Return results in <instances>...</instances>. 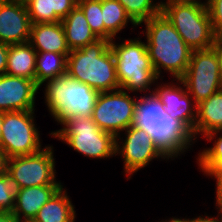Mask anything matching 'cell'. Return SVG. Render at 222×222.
Returning <instances> with one entry per match:
<instances>
[{"label":"cell","instance_id":"cell-8","mask_svg":"<svg viewBox=\"0 0 222 222\" xmlns=\"http://www.w3.org/2000/svg\"><path fill=\"white\" fill-rule=\"evenodd\" d=\"M34 111L4 112L0 148L8 158L38 153L42 150Z\"/></svg>","mask_w":222,"mask_h":222},{"label":"cell","instance_id":"cell-9","mask_svg":"<svg viewBox=\"0 0 222 222\" xmlns=\"http://www.w3.org/2000/svg\"><path fill=\"white\" fill-rule=\"evenodd\" d=\"M198 104L222 89L218 59L215 50H192L185 74L178 79Z\"/></svg>","mask_w":222,"mask_h":222},{"label":"cell","instance_id":"cell-7","mask_svg":"<svg viewBox=\"0 0 222 222\" xmlns=\"http://www.w3.org/2000/svg\"><path fill=\"white\" fill-rule=\"evenodd\" d=\"M62 129L51 135L75 151L93 159L109 158L115 154L116 137L101 130L92 117L75 116L63 120Z\"/></svg>","mask_w":222,"mask_h":222},{"label":"cell","instance_id":"cell-42","mask_svg":"<svg viewBox=\"0 0 222 222\" xmlns=\"http://www.w3.org/2000/svg\"><path fill=\"white\" fill-rule=\"evenodd\" d=\"M21 222H36L35 220H24V221H21Z\"/></svg>","mask_w":222,"mask_h":222},{"label":"cell","instance_id":"cell-16","mask_svg":"<svg viewBox=\"0 0 222 222\" xmlns=\"http://www.w3.org/2000/svg\"><path fill=\"white\" fill-rule=\"evenodd\" d=\"M62 186L63 185H43L20 189L19 193L15 196V207L12 213L20 221L34 220L41 207Z\"/></svg>","mask_w":222,"mask_h":222},{"label":"cell","instance_id":"cell-14","mask_svg":"<svg viewBox=\"0 0 222 222\" xmlns=\"http://www.w3.org/2000/svg\"><path fill=\"white\" fill-rule=\"evenodd\" d=\"M40 87L33 80L3 74L0 76V111L35 110V95Z\"/></svg>","mask_w":222,"mask_h":222},{"label":"cell","instance_id":"cell-30","mask_svg":"<svg viewBox=\"0 0 222 222\" xmlns=\"http://www.w3.org/2000/svg\"><path fill=\"white\" fill-rule=\"evenodd\" d=\"M220 131L222 132V130L212 131L204 136L206 140L212 141L214 136L216 137ZM198 155L197 158H222V136L220 135L214 140V145L211 148L204 149Z\"/></svg>","mask_w":222,"mask_h":222},{"label":"cell","instance_id":"cell-24","mask_svg":"<svg viewBox=\"0 0 222 222\" xmlns=\"http://www.w3.org/2000/svg\"><path fill=\"white\" fill-rule=\"evenodd\" d=\"M102 16L104 39L109 41H112L119 31L125 29L128 22L135 27L138 26L118 0H102Z\"/></svg>","mask_w":222,"mask_h":222},{"label":"cell","instance_id":"cell-23","mask_svg":"<svg viewBox=\"0 0 222 222\" xmlns=\"http://www.w3.org/2000/svg\"><path fill=\"white\" fill-rule=\"evenodd\" d=\"M55 52H37L35 82L41 87L43 83L67 73V56Z\"/></svg>","mask_w":222,"mask_h":222},{"label":"cell","instance_id":"cell-6","mask_svg":"<svg viewBox=\"0 0 222 222\" xmlns=\"http://www.w3.org/2000/svg\"><path fill=\"white\" fill-rule=\"evenodd\" d=\"M161 13L192 50L212 47L216 35L205 2L161 1Z\"/></svg>","mask_w":222,"mask_h":222},{"label":"cell","instance_id":"cell-12","mask_svg":"<svg viewBox=\"0 0 222 222\" xmlns=\"http://www.w3.org/2000/svg\"><path fill=\"white\" fill-rule=\"evenodd\" d=\"M125 136V140H120V135L116 136L115 154H120L124 161V171L129 176L127 179L149 165L152 159L160 157L169 160V156L159 148L145 129L133 124L125 130Z\"/></svg>","mask_w":222,"mask_h":222},{"label":"cell","instance_id":"cell-3","mask_svg":"<svg viewBox=\"0 0 222 222\" xmlns=\"http://www.w3.org/2000/svg\"><path fill=\"white\" fill-rule=\"evenodd\" d=\"M111 41L97 39L67 56V74L98 92L120 89Z\"/></svg>","mask_w":222,"mask_h":222},{"label":"cell","instance_id":"cell-2","mask_svg":"<svg viewBox=\"0 0 222 222\" xmlns=\"http://www.w3.org/2000/svg\"><path fill=\"white\" fill-rule=\"evenodd\" d=\"M148 94L141 96L136 103L134 125L150 133L154 142L172 160L190 148L194 140L191 133L164 109L153 89Z\"/></svg>","mask_w":222,"mask_h":222},{"label":"cell","instance_id":"cell-31","mask_svg":"<svg viewBox=\"0 0 222 222\" xmlns=\"http://www.w3.org/2000/svg\"><path fill=\"white\" fill-rule=\"evenodd\" d=\"M212 48L216 52L219 65V74L222 81V34L216 35Z\"/></svg>","mask_w":222,"mask_h":222},{"label":"cell","instance_id":"cell-25","mask_svg":"<svg viewBox=\"0 0 222 222\" xmlns=\"http://www.w3.org/2000/svg\"><path fill=\"white\" fill-rule=\"evenodd\" d=\"M126 13L139 26L151 17L161 13V2L153 0H118Z\"/></svg>","mask_w":222,"mask_h":222},{"label":"cell","instance_id":"cell-1","mask_svg":"<svg viewBox=\"0 0 222 222\" xmlns=\"http://www.w3.org/2000/svg\"><path fill=\"white\" fill-rule=\"evenodd\" d=\"M144 24L147 52L157 77L160 78L163 68L177 81L188 68L192 49L162 13L144 21Z\"/></svg>","mask_w":222,"mask_h":222},{"label":"cell","instance_id":"cell-34","mask_svg":"<svg viewBox=\"0 0 222 222\" xmlns=\"http://www.w3.org/2000/svg\"><path fill=\"white\" fill-rule=\"evenodd\" d=\"M0 222H21L12 212H0Z\"/></svg>","mask_w":222,"mask_h":222},{"label":"cell","instance_id":"cell-29","mask_svg":"<svg viewBox=\"0 0 222 222\" xmlns=\"http://www.w3.org/2000/svg\"><path fill=\"white\" fill-rule=\"evenodd\" d=\"M207 11L215 35L222 34V0H206Z\"/></svg>","mask_w":222,"mask_h":222},{"label":"cell","instance_id":"cell-13","mask_svg":"<svg viewBox=\"0 0 222 222\" xmlns=\"http://www.w3.org/2000/svg\"><path fill=\"white\" fill-rule=\"evenodd\" d=\"M153 94L160 101L164 109L172 117L181 123L192 135L194 140V125L196 121L197 104L182 86L178 87L172 83L161 84L154 88ZM193 101V102H192Z\"/></svg>","mask_w":222,"mask_h":222},{"label":"cell","instance_id":"cell-17","mask_svg":"<svg viewBox=\"0 0 222 222\" xmlns=\"http://www.w3.org/2000/svg\"><path fill=\"white\" fill-rule=\"evenodd\" d=\"M28 43L36 52L70 53L61 22L32 23Z\"/></svg>","mask_w":222,"mask_h":222},{"label":"cell","instance_id":"cell-32","mask_svg":"<svg viewBox=\"0 0 222 222\" xmlns=\"http://www.w3.org/2000/svg\"><path fill=\"white\" fill-rule=\"evenodd\" d=\"M8 45L0 42V76L5 74L7 69Z\"/></svg>","mask_w":222,"mask_h":222},{"label":"cell","instance_id":"cell-10","mask_svg":"<svg viewBox=\"0 0 222 222\" xmlns=\"http://www.w3.org/2000/svg\"><path fill=\"white\" fill-rule=\"evenodd\" d=\"M138 99L131 97L128 91L99 92L94 105L92 119L97 126L115 137L135 122L136 103Z\"/></svg>","mask_w":222,"mask_h":222},{"label":"cell","instance_id":"cell-39","mask_svg":"<svg viewBox=\"0 0 222 222\" xmlns=\"http://www.w3.org/2000/svg\"><path fill=\"white\" fill-rule=\"evenodd\" d=\"M10 1H14L22 5H27L31 0H10Z\"/></svg>","mask_w":222,"mask_h":222},{"label":"cell","instance_id":"cell-35","mask_svg":"<svg viewBox=\"0 0 222 222\" xmlns=\"http://www.w3.org/2000/svg\"><path fill=\"white\" fill-rule=\"evenodd\" d=\"M7 160L8 157L4 151L0 148V175H3L7 172Z\"/></svg>","mask_w":222,"mask_h":222},{"label":"cell","instance_id":"cell-33","mask_svg":"<svg viewBox=\"0 0 222 222\" xmlns=\"http://www.w3.org/2000/svg\"><path fill=\"white\" fill-rule=\"evenodd\" d=\"M219 219L217 217H209V216H199L197 218H193L191 220L184 219L185 222H222V215L219 213Z\"/></svg>","mask_w":222,"mask_h":222},{"label":"cell","instance_id":"cell-28","mask_svg":"<svg viewBox=\"0 0 222 222\" xmlns=\"http://www.w3.org/2000/svg\"><path fill=\"white\" fill-rule=\"evenodd\" d=\"M198 166L204 174L216 179V186L222 181V158H198Z\"/></svg>","mask_w":222,"mask_h":222},{"label":"cell","instance_id":"cell-4","mask_svg":"<svg viewBox=\"0 0 222 222\" xmlns=\"http://www.w3.org/2000/svg\"><path fill=\"white\" fill-rule=\"evenodd\" d=\"M45 103L55 121L84 116L92 117L99 92L85 83L71 78L67 73L46 81Z\"/></svg>","mask_w":222,"mask_h":222},{"label":"cell","instance_id":"cell-37","mask_svg":"<svg viewBox=\"0 0 222 222\" xmlns=\"http://www.w3.org/2000/svg\"><path fill=\"white\" fill-rule=\"evenodd\" d=\"M4 118V112L0 111V140H1V134H2V123Z\"/></svg>","mask_w":222,"mask_h":222},{"label":"cell","instance_id":"cell-21","mask_svg":"<svg viewBox=\"0 0 222 222\" xmlns=\"http://www.w3.org/2000/svg\"><path fill=\"white\" fill-rule=\"evenodd\" d=\"M36 56V50L28 42L8 45L5 74L24 77L35 82Z\"/></svg>","mask_w":222,"mask_h":222},{"label":"cell","instance_id":"cell-41","mask_svg":"<svg viewBox=\"0 0 222 222\" xmlns=\"http://www.w3.org/2000/svg\"><path fill=\"white\" fill-rule=\"evenodd\" d=\"M169 1H187V2H198V3H202L200 0H169Z\"/></svg>","mask_w":222,"mask_h":222},{"label":"cell","instance_id":"cell-40","mask_svg":"<svg viewBox=\"0 0 222 222\" xmlns=\"http://www.w3.org/2000/svg\"><path fill=\"white\" fill-rule=\"evenodd\" d=\"M216 207H218L217 209H219L218 213L222 215V201H216Z\"/></svg>","mask_w":222,"mask_h":222},{"label":"cell","instance_id":"cell-15","mask_svg":"<svg viewBox=\"0 0 222 222\" xmlns=\"http://www.w3.org/2000/svg\"><path fill=\"white\" fill-rule=\"evenodd\" d=\"M31 20L26 6L10 0H0V42L6 45L27 43Z\"/></svg>","mask_w":222,"mask_h":222},{"label":"cell","instance_id":"cell-20","mask_svg":"<svg viewBox=\"0 0 222 222\" xmlns=\"http://www.w3.org/2000/svg\"><path fill=\"white\" fill-rule=\"evenodd\" d=\"M78 0H31L26 6L31 23L61 22Z\"/></svg>","mask_w":222,"mask_h":222},{"label":"cell","instance_id":"cell-38","mask_svg":"<svg viewBox=\"0 0 222 222\" xmlns=\"http://www.w3.org/2000/svg\"><path fill=\"white\" fill-rule=\"evenodd\" d=\"M160 222H185V221H184V219H182V218L179 219V218H174V217H173L171 220H170V219H169V220H165V221L162 220V221H160Z\"/></svg>","mask_w":222,"mask_h":222},{"label":"cell","instance_id":"cell-19","mask_svg":"<svg viewBox=\"0 0 222 222\" xmlns=\"http://www.w3.org/2000/svg\"><path fill=\"white\" fill-rule=\"evenodd\" d=\"M196 108L194 141L200 133L204 136L209 132L222 130V89L200 101Z\"/></svg>","mask_w":222,"mask_h":222},{"label":"cell","instance_id":"cell-22","mask_svg":"<svg viewBox=\"0 0 222 222\" xmlns=\"http://www.w3.org/2000/svg\"><path fill=\"white\" fill-rule=\"evenodd\" d=\"M69 196L63 186L41 207L36 222H74L75 213Z\"/></svg>","mask_w":222,"mask_h":222},{"label":"cell","instance_id":"cell-36","mask_svg":"<svg viewBox=\"0 0 222 222\" xmlns=\"http://www.w3.org/2000/svg\"><path fill=\"white\" fill-rule=\"evenodd\" d=\"M216 201H222V181L216 186Z\"/></svg>","mask_w":222,"mask_h":222},{"label":"cell","instance_id":"cell-27","mask_svg":"<svg viewBox=\"0 0 222 222\" xmlns=\"http://www.w3.org/2000/svg\"><path fill=\"white\" fill-rule=\"evenodd\" d=\"M18 183L7 172L0 175V210L12 212L15 207V196L19 193Z\"/></svg>","mask_w":222,"mask_h":222},{"label":"cell","instance_id":"cell-5","mask_svg":"<svg viewBox=\"0 0 222 222\" xmlns=\"http://www.w3.org/2000/svg\"><path fill=\"white\" fill-rule=\"evenodd\" d=\"M139 39H130L121 44L112 40L110 43L120 88L130 92L151 91L152 83L159 79L147 52L146 42Z\"/></svg>","mask_w":222,"mask_h":222},{"label":"cell","instance_id":"cell-11","mask_svg":"<svg viewBox=\"0 0 222 222\" xmlns=\"http://www.w3.org/2000/svg\"><path fill=\"white\" fill-rule=\"evenodd\" d=\"M53 146H45L32 155L8 158L7 173L18 183L20 189L32 186L61 185L55 179Z\"/></svg>","mask_w":222,"mask_h":222},{"label":"cell","instance_id":"cell-18","mask_svg":"<svg viewBox=\"0 0 222 222\" xmlns=\"http://www.w3.org/2000/svg\"><path fill=\"white\" fill-rule=\"evenodd\" d=\"M61 24L70 51L80 49L98 39L92 32L82 9L78 5L61 20Z\"/></svg>","mask_w":222,"mask_h":222},{"label":"cell","instance_id":"cell-26","mask_svg":"<svg viewBox=\"0 0 222 222\" xmlns=\"http://www.w3.org/2000/svg\"><path fill=\"white\" fill-rule=\"evenodd\" d=\"M92 32L98 39H104V22L102 16V0H78Z\"/></svg>","mask_w":222,"mask_h":222}]
</instances>
